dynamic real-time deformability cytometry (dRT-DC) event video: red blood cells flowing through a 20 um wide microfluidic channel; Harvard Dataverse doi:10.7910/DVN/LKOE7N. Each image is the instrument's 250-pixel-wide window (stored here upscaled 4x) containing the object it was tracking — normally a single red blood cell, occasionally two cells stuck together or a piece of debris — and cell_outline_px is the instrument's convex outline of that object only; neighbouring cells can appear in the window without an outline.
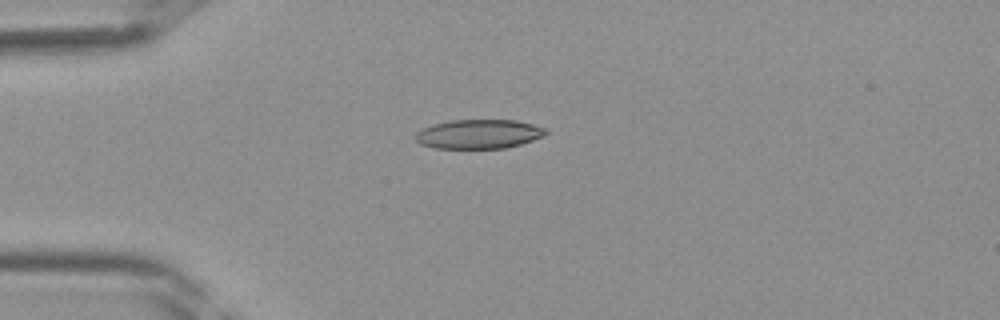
{"species": "Egyptian fruit bat (a non-hibernating species)", "species_latin": "Rousettus aegyptiacus", "temperature_condition": "room temperature", "stored_images_in_passage": 40, "camera_frame_rate_fps": 3000, "um_per_image_px": 0.085, "frame": {"image": 1, "passage_image": 10, "time_ms": 3.0, "image_size_px": [1000, 320], "cell_outline_px": [[548, 132], [544, 136], [520, 144], [504, 148], [432, 148], [420, 144], [412, 136], [416, 132], [424, 128], [436, 124], [452, 120], [516, 120], [548, 128]], "centroid_in_image_um": [40.7, 11.39], "position_along_channel_um": 44.3, "area_um2": 22.2}}
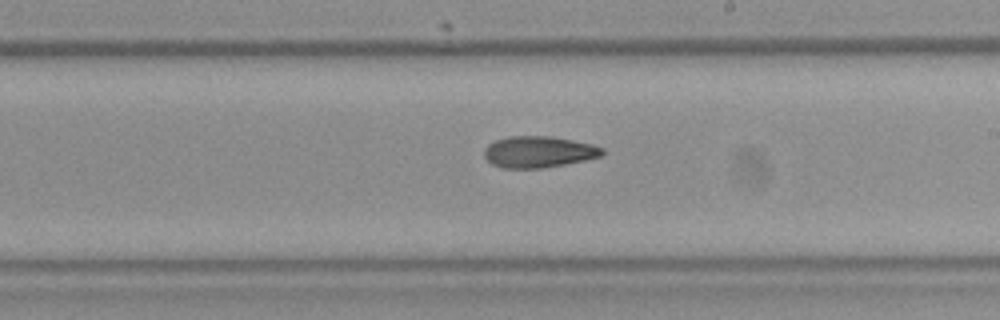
{"frame": {"image": 2, "passage_image": 23, "time_ms": 7.333, "image_size_px": [1000, 320], "cell_outline_px": [[604, 152], [600, 156], [584, 160], [564, 164], [540, 168], [504, 168], [492, 164], [484, 156], [484, 148], [488, 144], [496, 140], [508, 136], [552, 136], [592, 144], [604, 148]], "centroid_in_image_um": [45.76, 12.9], "position_along_channel_um": 243.2, "area_um2": 21.5}}
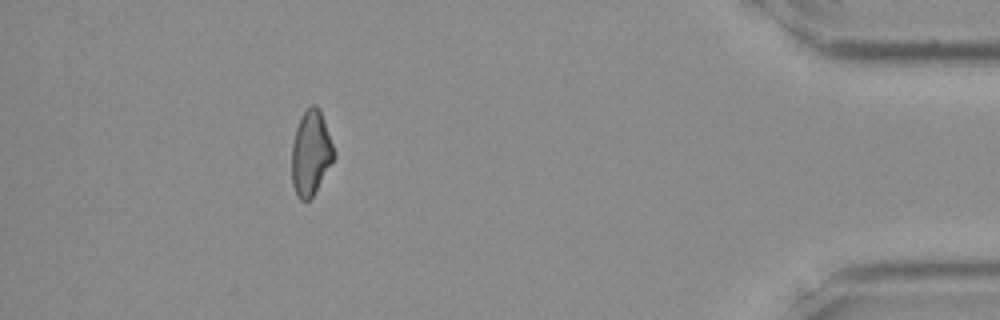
{"frame": {"image": 3, "passage_image": 36, "time_ms": 11.667, "image_size_px": [1000, 320], "cell_outline_px": [[336, 156], [312, 196], [308, 200], [300, 200], [296, 196], [292, 184], [292, 144], [296, 128], [304, 112], [312, 104], [316, 104], [320, 108]], "centroid_in_image_um": [26.41, 13.01], "position_along_channel_um": 408.8, "area_um2": 20.58}}